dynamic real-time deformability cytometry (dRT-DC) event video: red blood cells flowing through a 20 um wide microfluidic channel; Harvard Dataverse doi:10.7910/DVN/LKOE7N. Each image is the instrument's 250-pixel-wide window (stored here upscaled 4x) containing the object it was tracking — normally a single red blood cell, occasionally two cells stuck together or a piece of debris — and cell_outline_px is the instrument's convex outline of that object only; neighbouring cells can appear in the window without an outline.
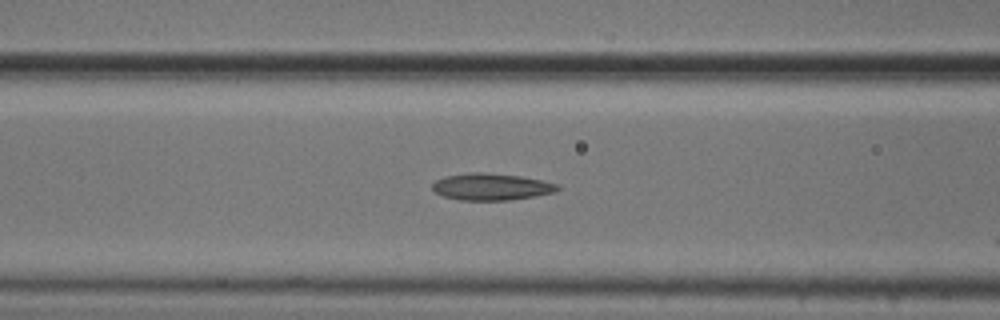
{"species": "common noctule bat (a hibernating species)", "species_latin": "Nyctalus noctula", "temperature_condition": "cold", "stored_images_in_passage": 12, "camera_frame_rate_fps": 3000, "um_per_image_px": 0.085, "animal": {"sex": "male", "body_mass_g": 20.5, "forearm_length_mm": 52.5}, "frame": {"image": 1, "passage_image": 4, "time_ms": 1.0, "image_size_px": [1000, 320], "cell_outline_px": [[560, 188], [556, 192], [536, 196], [512, 200], [460, 200], [444, 196], [436, 192], [432, 188], [432, 184], [436, 180], [444, 176], [468, 172], [480, 172], [520, 176], [560, 184]], "centroid_in_image_um": [41.78, 15.87], "position_along_channel_um": 124.8, "area_um2": 19.65}}
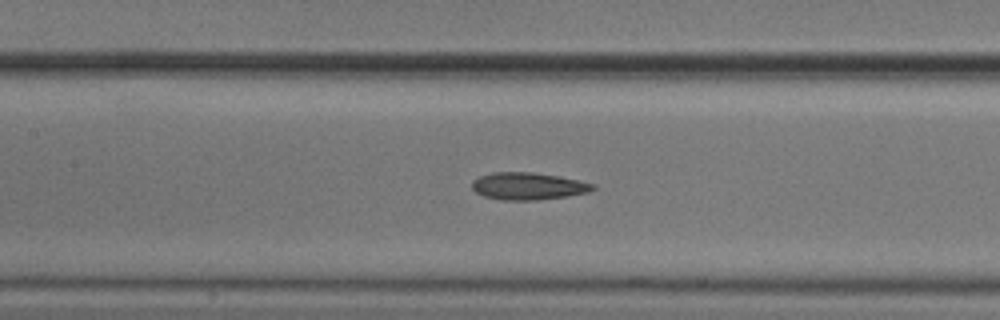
{"frame": {"image": 2, "passage_image": 7, "time_ms": 2.0, "image_size_px": [1000, 320], "cell_outline_px": [[596, 188], [588, 192], [568, 196], [536, 200], [500, 200], [484, 196], [476, 192], [472, 188], [472, 180], [480, 176], [492, 172], [532, 172], [556, 176], [596, 184]], "centroid_in_image_um": [44.87, 15.82], "position_along_channel_um": 162.5, "area_um2": 19.13}}
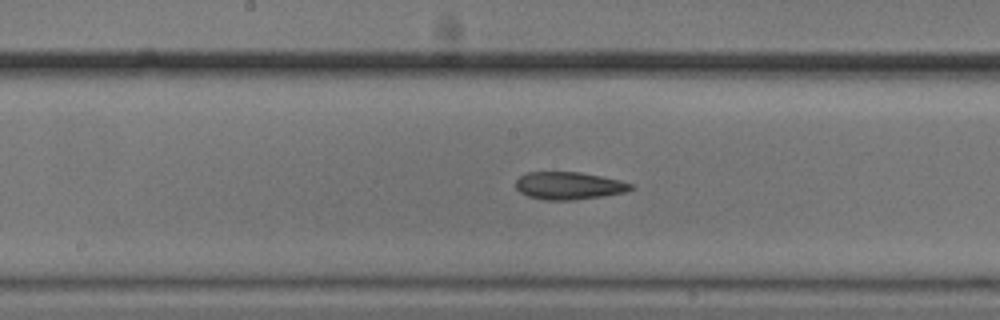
{"frame": {"image": 3, "passage_image": 10, "time_ms": 3.0, "image_size_px": [1000, 320], "cell_outline_px": [[636, 188], [624, 192], [604, 196], [572, 200], [544, 200], [528, 196], [520, 192], [516, 188], [516, 180], [520, 176], [528, 172], [580, 172], [620, 180], [636, 184]], "centroid_in_image_um": [48.39, 15.78], "position_along_channel_um": 199.8, "area_um2": 18.61}}